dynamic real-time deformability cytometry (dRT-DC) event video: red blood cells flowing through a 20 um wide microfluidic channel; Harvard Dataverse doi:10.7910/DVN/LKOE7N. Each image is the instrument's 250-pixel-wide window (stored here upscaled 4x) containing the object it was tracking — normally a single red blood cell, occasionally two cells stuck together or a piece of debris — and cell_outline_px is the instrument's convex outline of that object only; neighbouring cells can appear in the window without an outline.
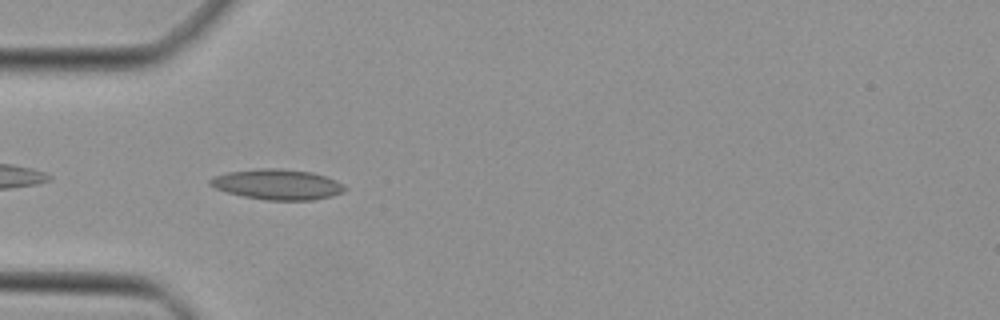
{"species": "Egyptian fruit bat (a non-hibernating species)", "species_latin": "Rousettus aegyptiacus", "temperature_condition": "cold", "stored_images_in_passage": 34, "camera_frame_rate_fps": 3000, "um_per_image_px": 0.085, "animal": {"sex": "female"}, "frame": {"image": 1, "passage_image": 2, "time_ms": 0.333, "image_size_px": [1000, 320], "cell_outline_px": [[348, 188], [332, 196], [312, 200], [268, 200], [244, 196], [228, 192], [216, 188], [208, 184], [208, 180], [216, 176], [228, 172], [256, 168], [280, 168], [312, 172], [336, 180], [344, 184]], "centroid_in_image_um": [23.59, 15.67], "position_along_channel_um": 61.4, "area_um2": 23.76}}
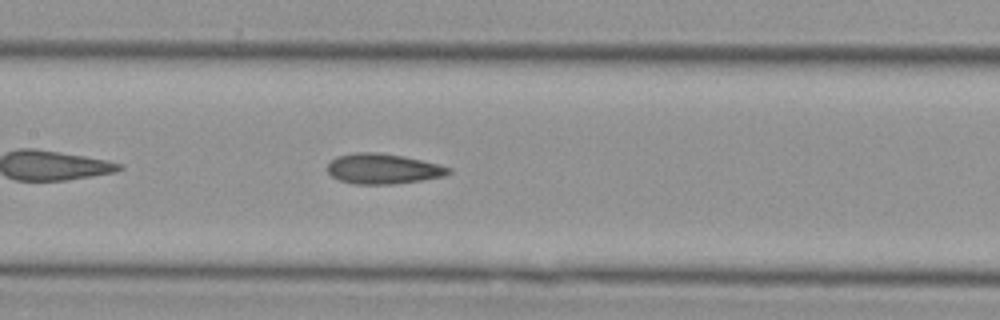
{"frame": {"image": 2, "passage_image": 10, "time_ms": 3.0, "image_size_px": [1000, 320], "cell_outline_px": [[452, 172], [444, 176], [420, 180], [392, 184], [356, 184], [340, 180], [332, 176], [328, 172], [328, 164], [336, 156], [356, 152], [380, 152], [404, 156], [440, 164], [452, 168]], "centroid_in_image_um": [32.58, 14.33], "position_along_channel_um": 174.8, "area_um2": 21.39}}
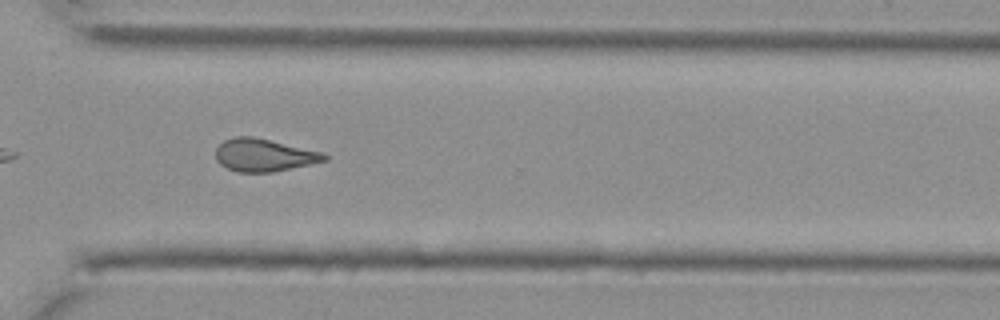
{"frame": {"image": 3, "passage_image": 22, "time_ms": 7.0, "image_size_px": [1000, 320], "cell_outline_px": [[328, 160], [272, 172], [240, 172], [228, 168], [220, 164], [216, 160], [216, 148], [224, 140], [236, 136], [252, 136], [324, 152], [328, 156]], "centroid_in_image_um": [22.44, 13.18], "position_along_channel_um": 348.2, "area_um2": 20.58}}